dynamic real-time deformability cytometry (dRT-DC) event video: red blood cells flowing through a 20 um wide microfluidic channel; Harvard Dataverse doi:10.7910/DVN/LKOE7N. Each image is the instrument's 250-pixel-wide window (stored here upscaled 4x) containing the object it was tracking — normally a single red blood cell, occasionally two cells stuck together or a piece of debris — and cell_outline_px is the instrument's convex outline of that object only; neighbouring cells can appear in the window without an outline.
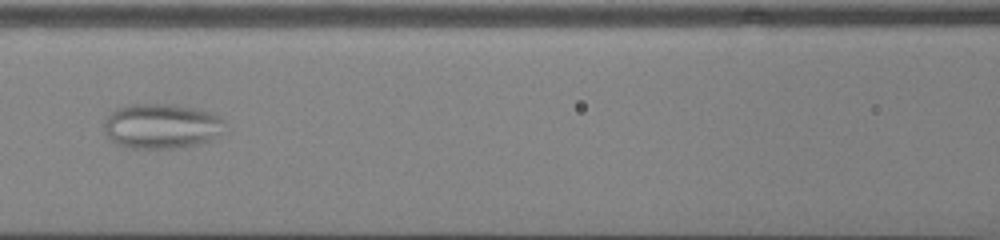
{"species": "common noctule bat (a hibernating species)", "species_latin": "Nyctalus noctula", "temperature_condition": "cold", "stored_images_in_passage": 36, "camera_frame_rate_fps": 3000, "um_per_image_px": 0.085, "animal": {"sex": "male", "body_mass_g": 13.0, "forearm_length_mm": 53.1}, "frame": {"image": 1, "passage_image": 9, "time_ms": 2.667, "image_size_px": [1000, 240], "cell_outline_px": [[224, 132], [220, 136], [196, 144], [172, 148], [132, 148], [116, 144], [104, 132], [104, 120], [112, 112], [128, 104], [172, 104], [212, 112], [220, 116], [224, 120]], "centroid_in_image_um": [13.75, 10.71], "position_along_channel_um": 152.9, "area_um2": 31.62}}
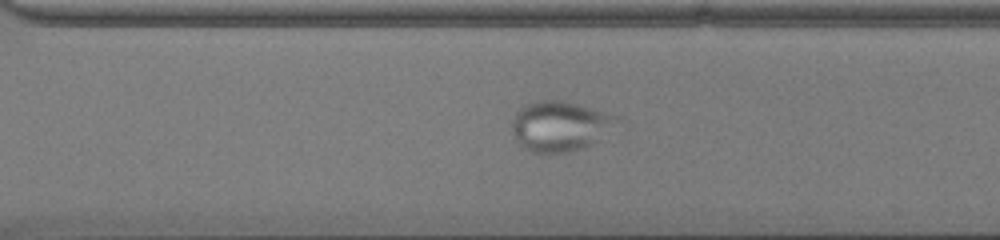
{"frame": {"image": 2, "passage_image": 22, "time_ms": 7.0, "image_size_px": [1000, 240], "cell_outline_px": [[620, 120], [596, 140], [584, 148], [568, 152], [532, 152], [524, 148], [516, 140], [512, 132], [512, 120], [516, 112], [524, 104], [536, 100], [564, 100], [620, 116]], "centroid_in_image_um": [47.55, 10.69], "position_along_channel_um": 323.0, "area_um2": 30.46}}
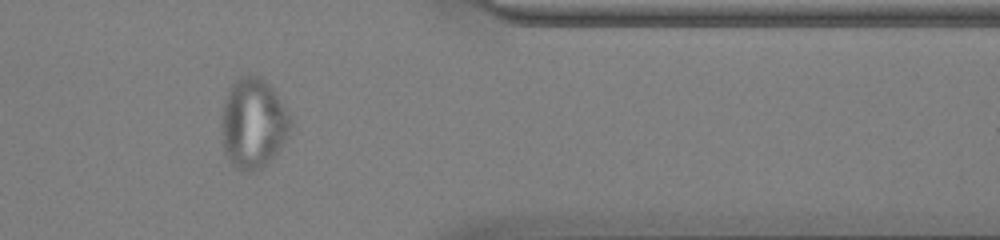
{"frame": {"image": 3, "passage_image": 28, "time_ms": 9.0, "image_size_px": [1000, 240], "cell_outline_px": [[292, 124], [288, 136], [280, 148], [260, 168], [248, 172], [244, 172], [236, 168], [224, 152], [224, 104], [228, 92], [232, 84], [240, 76], [248, 72], [260, 76], [272, 88], [288, 112], [292, 120]], "centroid_in_image_um": [21.56, 10.44], "position_along_channel_um": 389.8, "area_um2": 35.49}}